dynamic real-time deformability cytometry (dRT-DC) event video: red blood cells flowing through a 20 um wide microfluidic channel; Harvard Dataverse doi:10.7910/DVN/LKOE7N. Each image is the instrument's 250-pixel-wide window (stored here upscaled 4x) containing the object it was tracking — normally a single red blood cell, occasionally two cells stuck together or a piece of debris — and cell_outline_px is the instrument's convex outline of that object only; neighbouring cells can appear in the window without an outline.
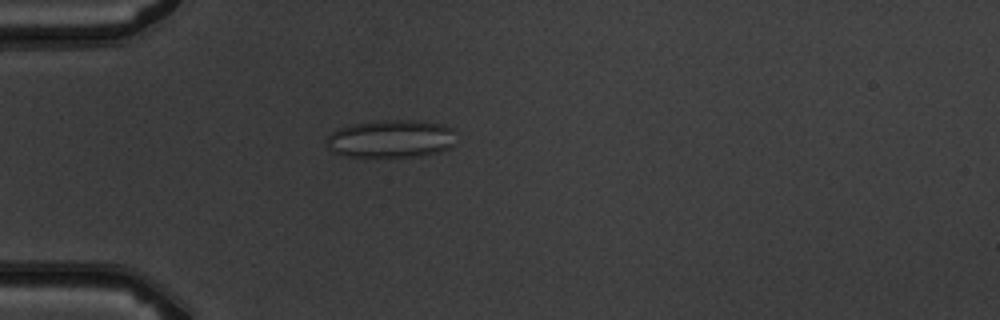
{"species": "common noctule bat (a hibernating species)", "species_latin": "Nyctalus noctula", "temperature_condition": "warm", "stored_images_in_passage": 4, "camera_frame_rate_fps": 3000, "um_per_image_px": 0.085, "animal": {"sex": "male", "body_mass_g": 19.5, "forearm_length_mm": 54.6}, "frame": {"image": 1, "passage_image": 3, "time_ms": 2.333, "image_size_px": [1000, 320], "cell_outline_px": [[452, 144], [448, 148], [440, 152], [420, 156], [348, 156], [332, 152], [324, 144], [324, 140], [336, 128], [352, 124], [384, 120], [420, 120], [440, 124], [452, 128]], "centroid_in_image_um": [33.16, 11.79], "position_along_channel_um": 51.8, "area_um2": 28.5}}